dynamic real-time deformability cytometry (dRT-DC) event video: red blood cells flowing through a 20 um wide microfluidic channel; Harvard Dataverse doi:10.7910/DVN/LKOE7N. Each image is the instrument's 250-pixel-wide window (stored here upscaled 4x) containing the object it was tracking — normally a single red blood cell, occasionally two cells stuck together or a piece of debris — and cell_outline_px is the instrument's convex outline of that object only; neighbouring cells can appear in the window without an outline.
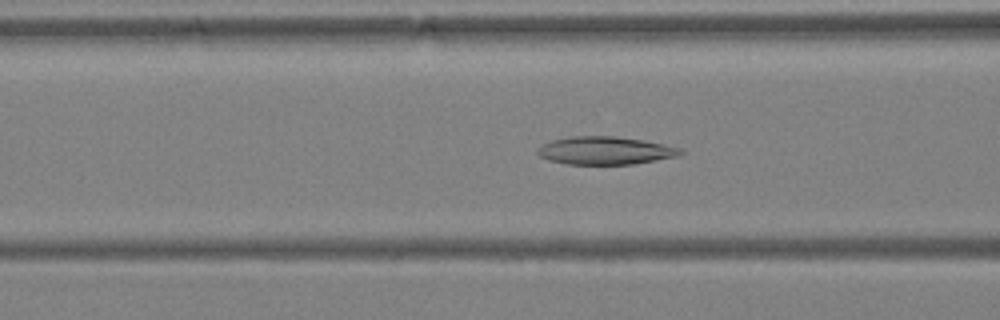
{"species": "Egyptian fruit bat (a non-hibernating species)", "species_latin": "Rousettus aegyptiacus", "temperature_condition": "warm", "stored_images_in_passage": 49, "camera_frame_rate_fps": 3000, "um_per_image_px": 0.085, "animal": {"sex": "female"}, "frame": {"image": 1, "passage_image": 19, "time_ms": 6.0, "image_size_px": [1000, 320], "cell_outline_px": [[684, 152], [680, 156], [632, 164], [568, 164], [548, 160], [540, 156], [536, 152], [536, 148], [552, 140], [568, 136], [616, 136], [644, 140], [664, 144], [680, 148]], "centroid_in_image_um": [51.44, 12.79], "position_along_channel_um": 115.2, "area_um2": 23.35}}
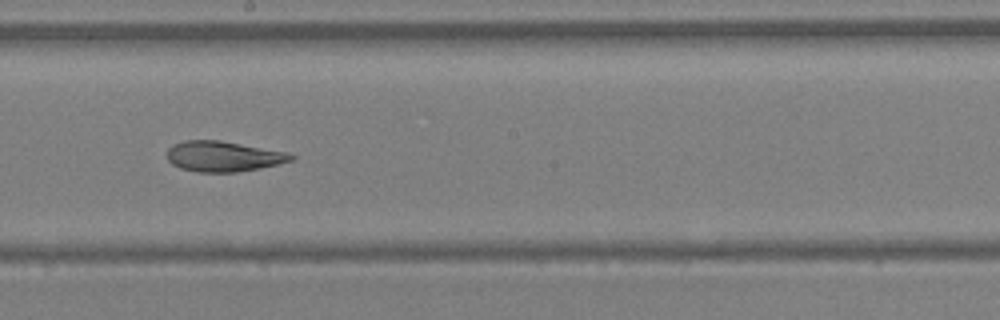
{"frame": {"image": 2, "passage_image": 27, "time_ms": 8.667, "image_size_px": [1000, 320], "cell_outline_px": [[296, 156], [292, 160], [260, 168], [236, 172], [196, 172], [180, 168], [172, 164], [168, 160], [168, 148], [172, 144], [184, 140], [220, 140], [292, 152]], "centroid_in_image_um": [19.01, 13.28], "position_along_channel_um": 229.2, "area_um2": 22.25}}
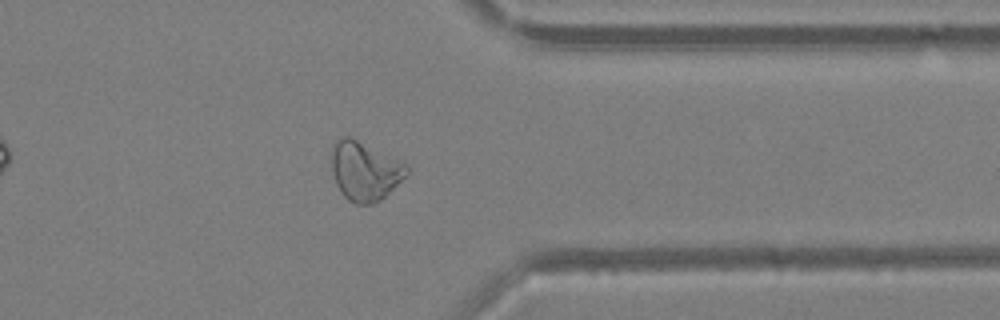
{"frame": {"image": 3, "passage_image": 38, "time_ms": 12.333, "image_size_px": [1000, 320], "cell_outline_px": [[408, 172], [380, 200], [372, 204], [356, 204], [348, 200], [344, 196], [336, 184], [332, 172], [332, 144], [336, 140], [344, 136], [352, 136], [408, 164]], "centroid_in_image_um": [30.98, 14.5], "position_along_channel_um": 380.4, "area_um2": 25.78}, "authors_computed_cell_mechanics": {"area_um2": 26.588, "velocity_mm_per_s": 4.2874, "shape_relaxation_time_tau1_ms": null, "shape_relaxation_time_tau2_ms": 2.8043, "deformation_change_tau1": null, "deformation_change_tau2": 0.0955}}